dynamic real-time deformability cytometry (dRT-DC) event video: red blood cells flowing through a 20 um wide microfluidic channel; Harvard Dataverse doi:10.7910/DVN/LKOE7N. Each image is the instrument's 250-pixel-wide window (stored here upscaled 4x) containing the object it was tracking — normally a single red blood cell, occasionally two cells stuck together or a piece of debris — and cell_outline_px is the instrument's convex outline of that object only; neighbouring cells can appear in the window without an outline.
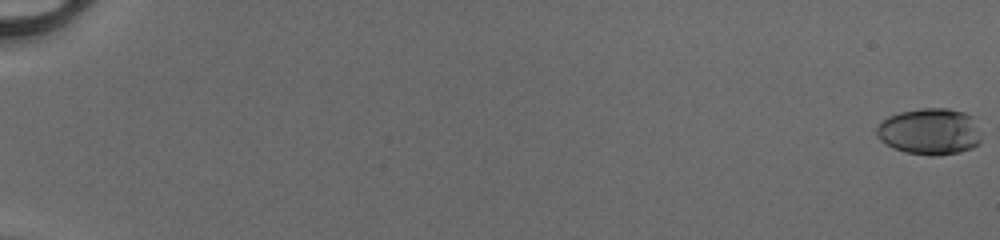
{"species": "human", "species_latin": "Homo sapiens", "temperature_condition": "cold", "stored_images_in_passage": 53, "camera_frame_rate_fps": 3000, "um_per_image_px": 0.085, "donor": {"sex": "male"}, "frame": {"image": 1, "passage_image": 1, "time_ms": 0.0, "image_size_px": [1000, 240], "cell_outline_px": [[980, 144], [972, 148], [960, 152], [940, 156], [932, 156], [904, 152], [892, 148], [880, 140], [876, 136], [876, 128], [888, 116], [900, 112], [920, 108], [948, 108], [964, 112], [972, 116], [980, 140]], "centroid_in_image_um": [79.0, 11.19], "position_along_channel_um": 6.0, "area_um2": 28.44}}
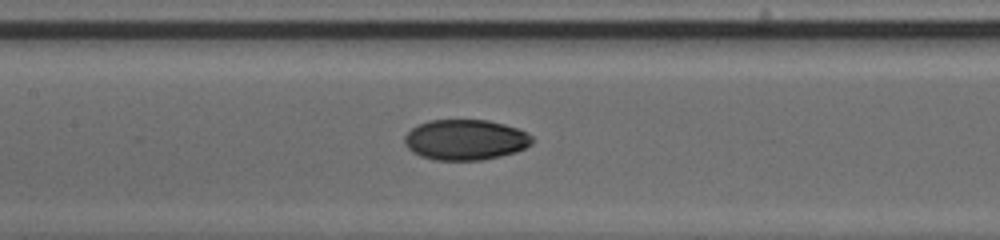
{"frame": {"image": 2, "passage_image": 29, "time_ms": 9.333, "image_size_px": [1000, 240], "cell_outline_px": [[536, 140], [532, 144], [516, 152], [484, 160], [436, 160], [420, 156], [412, 152], [404, 144], [404, 136], [412, 128], [428, 120], [488, 120], [504, 124], [528, 132]], "centroid_in_image_um": [39.58, 11.88], "position_along_channel_um": 167.8, "area_um2": 30.35}}
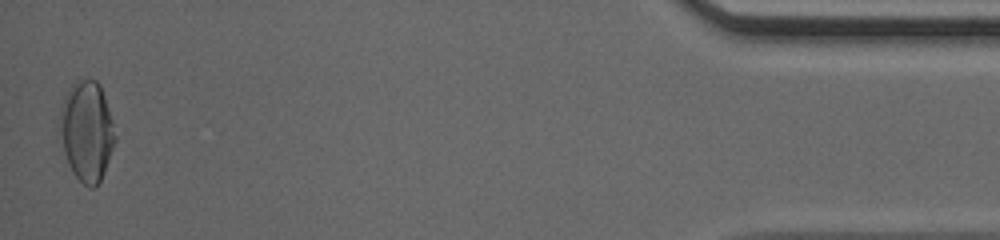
{"frame": {"image": 3, "passage_image": 53, "time_ms": 17.333, "image_size_px": [1000, 240], "cell_outline_px": [[116, 140], [104, 172], [100, 180], [92, 188], [88, 188], [76, 176], [68, 164], [64, 152], [60, 112], [60, 108], [64, 96], [68, 88], [76, 80], [96, 80], [100, 84], [112, 120], [116, 136]], "centroid_in_image_um": [7.39, 11.12], "position_along_channel_um": 427.8, "area_um2": 31.73}, "authors_computed_cell_mechanics": {"area_um2": 29.1312, "velocity_mm_per_s": 4.1682, "shape_relaxation_time_tau1_ms": 7.7381, "shape_relaxation_time_tau2_ms": 2.2009, "deformation_change_tau1": 0.2101, "deformation_change_tau2": 0.0412}}